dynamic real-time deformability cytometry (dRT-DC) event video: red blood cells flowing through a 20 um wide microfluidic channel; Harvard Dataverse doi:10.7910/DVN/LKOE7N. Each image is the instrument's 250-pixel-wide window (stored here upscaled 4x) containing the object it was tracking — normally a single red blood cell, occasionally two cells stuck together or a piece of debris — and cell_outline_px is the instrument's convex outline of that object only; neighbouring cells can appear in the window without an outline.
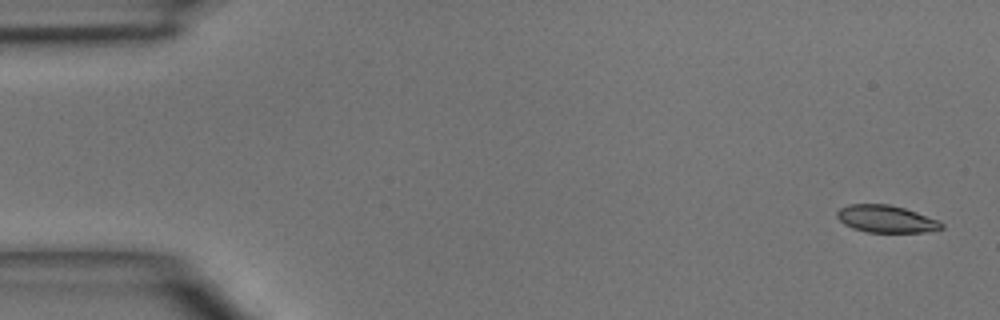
{"species": "common noctule bat (a hibernating species)", "species_latin": "Nyctalus noctula", "temperature_condition": "room temperature", "stored_images_in_passage": 4, "camera_frame_rate_fps": 3000, "um_per_image_px": 0.085, "animal": {"sex": "male", "body_mass_g": 15.6}, "frame": {"image": 1, "passage_image": 1, "time_ms": 0.0, "image_size_px": [1000, 320], "cell_outline_px": [[944, 228], [924, 232], [868, 232], [852, 228], [844, 224], [836, 216], [836, 212], [840, 208], [848, 204], [888, 204], [904, 208], [940, 220], [944, 224]], "centroid_in_image_um": [75.33, 18.61], "position_along_channel_um": 9.7, "area_um2": 16.65}}
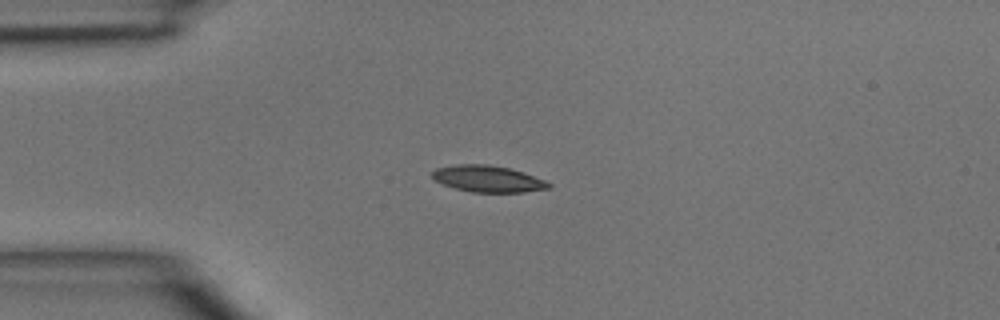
{"frame": {"image": 2, "passage_image": 4, "time_ms": 3.333, "image_size_px": [1000, 320], "cell_outline_px": [[552, 188], [524, 192], [472, 192], [456, 188], [444, 184], [436, 180], [432, 176], [432, 172], [436, 168], [456, 164], [488, 164], [508, 168], [524, 172], [544, 180], [552, 184]], "centroid_in_image_um": [41.51, 15.2], "position_along_channel_um": 43.5, "area_um2": 17.92}}